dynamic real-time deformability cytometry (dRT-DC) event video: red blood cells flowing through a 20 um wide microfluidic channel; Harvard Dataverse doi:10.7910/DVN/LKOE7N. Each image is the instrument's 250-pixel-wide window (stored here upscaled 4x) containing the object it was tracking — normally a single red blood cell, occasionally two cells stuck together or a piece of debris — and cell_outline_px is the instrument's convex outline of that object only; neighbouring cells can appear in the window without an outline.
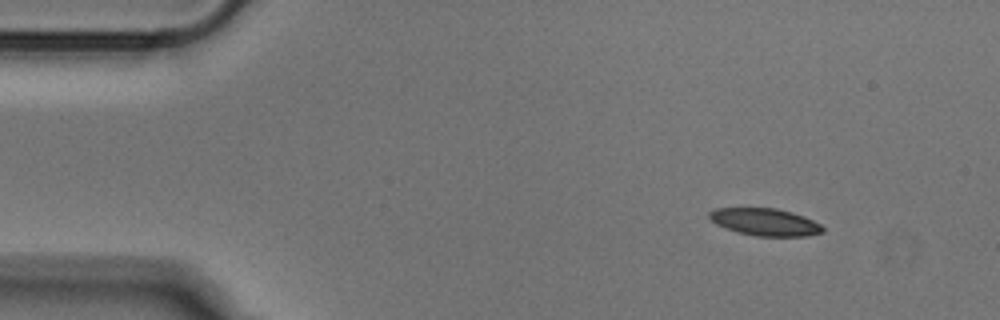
{"species": "Egyptian fruit bat (a non-hibernating species)", "species_latin": "Rousettus aegyptiacus", "temperature_condition": "cold", "stored_images_in_passage": 48, "segment_of_instrument_passage": [1, 2], "camera_frame_rate_fps": 3000, "um_per_image_px": 0.085, "animal": {"sex": "male"}, "frame": {"image": 1, "passage_image": 1, "time_ms": 0.0, "image_size_px": [1000, 320], "cell_outline_px": [[824, 232], [808, 236], [756, 236], [736, 232], [724, 228], [716, 224], [708, 216], [708, 212], [712, 208], [776, 208], [792, 212], [804, 216], [820, 224], [824, 228]], "centroid_in_image_um": [65.01, 18.87], "position_along_channel_um": 20.0, "area_um2": 18.21}}
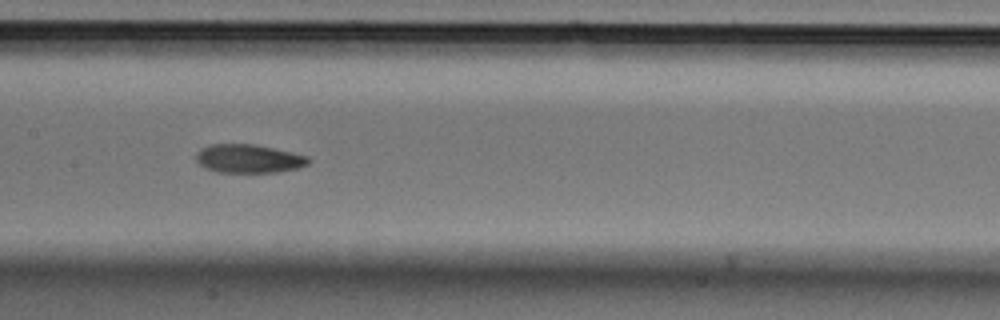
{"frame": {"image": 2, "passage_image": 20, "time_ms": 6.333, "image_size_px": [1000, 320], "cell_outline_px": [[312, 160], [308, 164], [300, 168], [276, 172], [216, 172], [200, 164], [196, 160], [196, 156], [204, 148], [212, 144], [256, 144], [292, 152], [308, 156]], "centroid_in_image_um": [21.22, 13.49], "position_along_channel_um": 186.2, "area_um2": 18.55}}
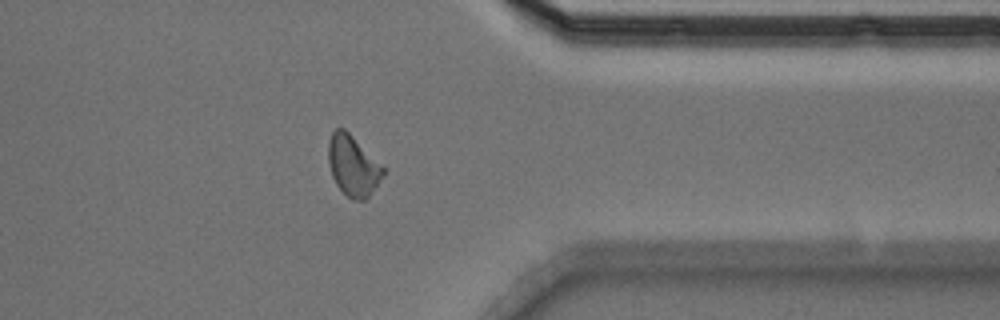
{"frame": {"image": 3, "passage_image": 36, "time_ms": 11.667, "image_size_px": [1000, 320], "cell_outline_px": [[384, 176], [368, 196], [364, 200], [352, 200], [336, 184], [332, 176], [328, 164], [328, 140], [332, 132], [336, 128], [344, 128], [384, 168]], "centroid_in_image_um": [29.97, 14.08], "position_along_channel_um": 381.4, "area_um2": 19.02}}